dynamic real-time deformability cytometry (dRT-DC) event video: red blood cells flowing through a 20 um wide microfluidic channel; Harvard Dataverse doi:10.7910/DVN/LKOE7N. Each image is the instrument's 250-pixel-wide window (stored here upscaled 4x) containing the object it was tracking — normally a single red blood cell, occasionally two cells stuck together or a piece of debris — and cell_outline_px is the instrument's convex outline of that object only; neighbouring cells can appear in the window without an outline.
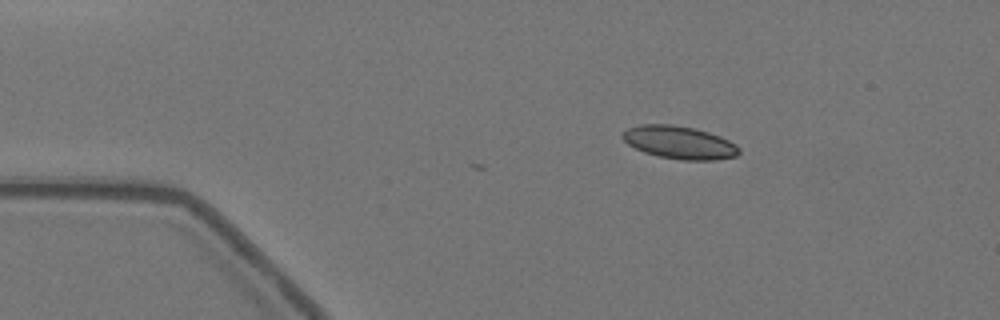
{"species": "Egyptian fruit bat (a non-hibernating species)", "species_latin": "Rousettus aegyptiacus", "temperature_condition": "warm", "stored_images_in_passage": 4, "camera_frame_rate_fps": 3000, "um_per_image_px": 0.085, "animal": {"sex": "female"}, "frame": {"image": 1, "passage_image": 1, "time_ms": 0.0, "image_size_px": [1000, 320], "cell_outline_px": [[740, 152], [736, 156], [716, 160], [680, 160], [660, 156], [644, 152], [628, 144], [620, 136], [628, 128], [640, 124], [672, 124], [692, 128], [708, 132], [720, 136], [736, 144], [740, 148]], "centroid_in_image_um": [57.76, 12.11], "position_along_channel_um": 27.2, "area_um2": 22.25}}